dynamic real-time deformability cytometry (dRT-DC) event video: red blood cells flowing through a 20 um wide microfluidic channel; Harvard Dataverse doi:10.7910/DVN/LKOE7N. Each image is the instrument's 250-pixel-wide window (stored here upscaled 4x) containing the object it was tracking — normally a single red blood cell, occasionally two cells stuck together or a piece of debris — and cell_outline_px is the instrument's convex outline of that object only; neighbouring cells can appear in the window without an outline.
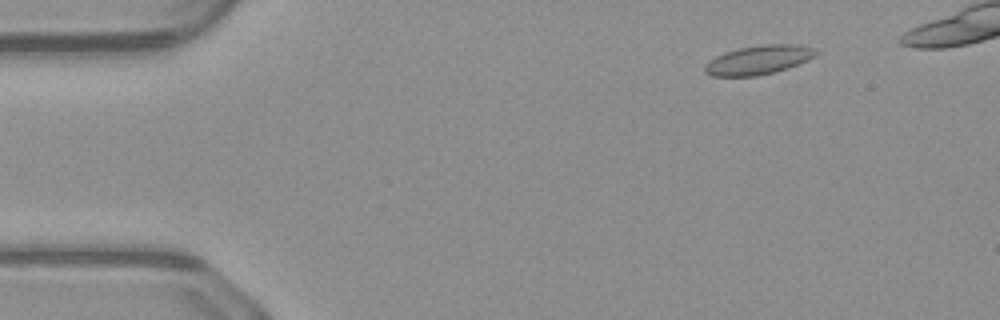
{"species": "common noctule bat (a hibernating species)", "species_latin": "Nyctalus noctula", "temperature_condition": "warm", "stored_images_in_passage": 9, "camera_frame_rate_fps": 3000, "um_per_image_px": 0.085, "animal": {"sex": "male", "body_mass_g": 23.1, "forearm_length_mm": 52.7}, "frame": {"image": 1, "passage_image": 7, "time_ms": 2.0, "image_size_px": [1000, 320], "cell_outline_px": [[820, 52], [816, 56], [808, 60], [788, 68], [756, 76], [712, 76], [704, 72], [704, 64], [708, 60], [724, 52], [740, 48], [764, 44], [796, 44], [816, 48]], "centroid_in_image_um": [64.49, 5.08], "position_along_channel_um": 20.5, "area_um2": 18.96}}